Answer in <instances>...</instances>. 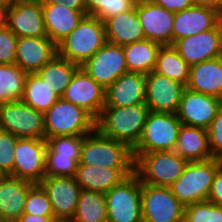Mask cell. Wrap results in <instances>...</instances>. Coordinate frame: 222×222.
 I'll list each match as a JSON object with an SVG mask.
<instances>
[{"instance_id": "cell-1", "label": "cell", "mask_w": 222, "mask_h": 222, "mask_svg": "<svg viewBox=\"0 0 222 222\" xmlns=\"http://www.w3.org/2000/svg\"><path fill=\"white\" fill-rule=\"evenodd\" d=\"M149 112L146 104L104 107L96 120V129L103 136L124 142L133 149L140 141Z\"/></svg>"}, {"instance_id": "cell-2", "label": "cell", "mask_w": 222, "mask_h": 222, "mask_svg": "<svg viewBox=\"0 0 222 222\" xmlns=\"http://www.w3.org/2000/svg\"><path fill=\"white\" fill-rule=\"evenodd\" d=\"M105 24L86 15L58 45V55L81 67L106 43Z\"/></svg>"}, {"instance_id": "cell-3", "label": "cell", "mask_w": 222, "mask_h": 222, "mask_svg": "<svg viewBox=\"0 0 222 222\" xmlns=\"http://www.w3.org/2000/svg\"><path fill=\"white\" fill-rule=\"evenodd\" d=\"M221 167L222 160L214 158L188 162L182 175L169 188L184 207L206 201L214 177Z\"/></svg>"}, {"instance_id": "cell-4", "label": "cell", "mask_w": 222, "mask_h": 222, "mask_svg": "<svg viewBox=\"0 0 222 222\" xmlns=\"http://www.w3.org/2000/svg\"><path fill=\"white\" fill-rule=\"evenodd\" d=\"M132 149L124 142L103 136L97 129L85 135L80 164L110 168H134Z\"/></svg>"}, {"instance_id": "cell-5", "label": "cell", "mask_w": 222, "mask_h": 222, "mask_svg": "<svg viewBox=\"0 0 222 222\" xmlns=\"http://www.w3.org/2000/svg\"><path fill=\"white\" fill-rule=\"evenodd\" d=\"M45 139L56 136L88 135L96 129V120L83 108L60 97L44 113Z\"/></svg>"}, {"instance_id": "cell-6", "label": "cell", "mask_w": 222, "mask_h": 222, "mask_svg": "<svg viewBox=\"0 0 222 222\" xmlns=\"http://www.w3.org/2000/svg\"><path fill=\"white\" fill-rule=\"evenodd\" d=\"M187 163L175 151L143 153L134 162V173L143 184L170 187Z\"/></svg>"}, {"instance_id": "cell-7", "label": "cell", "mask_w": 222, "mask_h": 222, "mask_svg": "<svg viewBox=\"0 0 222 222\" xmlns=\"http://www.w3.org/2000/svg\"><path fill=\"white\" fill-rule=\"evenodd\" d=\"M181 125L176 114L150 111L140 141L132 149L134 161L143 153L174 151Z\"/></svg>"}, {"instance_id": "cell-8", "label": "cell", "mask_w": 222, "mask_h": 222, "mask_svg": "<svg viewBox=\"0 0 222 222\" xmlns=\"http://www.w3.org/2000/svg\"><path fill=\"white\" fill-rule=\"evenodd\" d=\"M107 222H143L141 180L133 173L105 193Z\"/></svg>"}, {"instance_id": "cell-9", "label": "cell", "mask_w": 222, "mask_h": 222, "mask_svg": "<svg viewBox=\"0 0 222 222\" xmlns=\"http://www.w3.org/2000/svg\"><path fill=\"white\" fill-rule=\"evenodd\" d=\"M0 130L18 138L45 139L44 113L22 100L0 104Z\"/></svg>"}, {"instance_id": "cell-10", "label": "cell", "mask_w": 222, "mask_h": 222, "mask_svg": "<svg viewBox=\"0 0 222 222\" xmlns=\"http://www.w3.org/2000/svg\"><path fill=\"white\" fill-rule=\"evenodd\" d=\"M143 222H183L185 207L169 187L141 183Z\"/></svg>"}, {"instance_id": "cell-11", "label": "cell", "mask_w": 222, "mask_h": 222, "mask_svg": "<svg viewBox=\"0 0 222 222\" xmlns=\"http://www.w3.org/2000/svg\"><path fill=\"white\" fill-rule=\"evenodd\" d=\"M46 139L18 138L14 170L10 176L39 184L46 176Z\"/></svg>"}, {"instance_id": "cell-12", "label": "cell", "mask_w": 222, "mask_h": 222, "mask_svg": "<svg viewBox=\"0 0 222 222\" xmlns=\"http://www.w3.org/2000/svg\"><path fill=\"white\" fill-rule=\"evenodd\" d=\"M81 67L105 90L122 74L128 72L123 46L109 42Z\"/></svg>"}, {"instance_id": "cell-13", "label": "cell", "mask_w": 222, "mask_h": 222, "mask_svg": "<svg viewBox=\"0 0 222 222\" xmlns=\"http://www.w3.org/2000/svg\"><path fill=\"white\" fill-rule=\"evenodd\" d=\"M186 86L152 71L145 75V104L151 112L176 114Z\"/></svg>"}, {"instance_id": "cell-14", "label": "cell", "mask_w": 222, "mask_h": 222, "mask_svg": "<svg viewBox=\"0 0 222 222\" xmlns=\"http://www.w3.org/2000/svg\"><path fill=\"white\" fill-rule=\"evenodd\" d=\"M173 47L191 67L222 56V21L211 30L175 41Z\"/></svg>"}, {"instance_id": "cell-15", "label": "cell", "mask_w": 222, "mask_h": 222, "mask_svg": "<svg viewBox=\"0 0 222 222\" xmlns=\"http://www.w3.org/2000/svg\"><path fill=\"white\" fill-rule=\"evenodd\" d=\"M62 98L83 108L97 120L105 105V89L79 67Z\"/></svg>"}, {"instance_id": "cell-16", "label": "cell", "mask_w": 222, "mask_h": 222, "mask_svg": "<svg viewBox=\"0 0 222 222\" xmlns=\"http://www.w3.org/2000/svg\"><path fill=\"white\" fill-rule=\"evenodd\" d=\"M221 106V99L186 87L176 115L183 125L207 129Z\"/></svg>"}, {"instance_id": "cell-17", "label": "cell", "mask_w": 222, "mask_h": 222, "mask_svg": "<svg viewBox=\"0 0 222 222\" xmlns=\"http://www.w3.org/2000/svg\"><path fill=\"white\" fill-rule=\"evenodd\" d=\"M6 26L18 38L47 36L41 0L12 1Z\"/></svg>"}, {"instance_id": "cell-18", "label": "cell", "mask_w": 222, "mask_h": 222, "mask_svg": "<svg viewBox=\"0 0 222 222\" xmlns=\"http://www.w3.org/2000/svg\"><path fill=\"white\" fill-rule=\"evenodd\" d=\"M39 184L48 195L54 218L72 219L82 190L75 177L45 176Z\"/></svg>"}, {"instance_id": "cell-19", "label": "cell", "mask_w": 222, "mask_h": 222, "mask_svg": "<svg viewBox=\"0 0 222 222\" xmlns=\"http://www.w3.org/2000/svg\"><path fill=\"white\" fill-rule=\"evenodd\" d=\"M137 13L145 39L172 45L174 14L149 0H137Z\"/></svg>"}, {"instance_id": "cell-20", "label": "cell", "mask_w": 222, "mask_h": 222, "mask_svg": "<svg viewBox=\"0 0 222 222\" xmlns=\"http://www.w3.org/2000/svg\"><path fill=\"white\" fill-rule=\"evenodd\" d=\"M222 21V14L211 8L194 6L176 12L172 29V44L191 35L214 29Z\"/></svg>"}, {"instance_id": "cell-21", "label": "cell", "mask_w": 222, "mask_h": 222, "mask_svg": "<svg viewBox=\"0 0 222 222\" xmlns=\"http://www.w3.org/2000/svg\"><path fill=\"white\" fill-rule=\"evenodd\" d=\"M57 54V45L47 36L19 37L15 64L26 73H36Z\"/></svg>"}, {"instance_id": "cell-22", "label": "cell", "mask_w": 222, "mask_h": 222, "mask_svg": "<svg viewBox=\"0 0 222 222\" xmlns=\"http://www.w3.org/2000/svg\"><path fill=\"white\" fill-rule=\"evenodd\" d=\"M145 104V74H122L105 90L104 107H128Z\"/></svg>"}, {"instance_id": "cell-23", "label": "cell", "mask_w": 222, "mask_h": 222, "mask_svg": "<svg viewBox=\"0 0 222 222\" xmlns=\"http://www.w3.org/2000/svg\"><path fill=\"white\" fill-rule=\"evenodd\" d=\"M41 4L47 37L56 45L76 29L80 21L87 15V11L70 9L64 4Z\"/></svg>"}, {"instance_id": "cell-24", "label": "cell", "mask_w": 222, "mask_h": 222, "mask_svg": "<svg viewBox=\"0 0 222 222\" xmlns=\"http://www.w3.org/2000/svg\"><path fill=\"white\" fill-rule=\"evenodd\" d=\"M134 173V168H110L78 163L75 180L81 189L106 193Z\"/></svg>"}, {"instance_id": "cell-25", "label": "cell", "mask_w": 222, "mask_h": 222, "mask_svg": "<svg viewBox=\"0 0 222 222\" xmlns=\"http://www.w3.org/2000/svg\"><path fill=\"white\" fill-rule=\"evenodd\" d=\"M33 185L10 175L0 179V219L16 222L24 214L26 198Z\"/></svg>"}, {"instance_id": "cell-26", "label": "cell", "mask_w": 222, "mask_h": 222, "mask_svg": "<svg viewBox=\"0 0 222 222\" xmlns=\"http://www.w3.org/2000/svg\"><path fill=\"white\" fill-rule=\"evenodd\" d=\"M104 24L106 41L109 43L124 46L145 40L138 18L137 1L131 10L108 18Z\"/></svg>"}, {"instance_id": "cell-27", "label": "cell", "mask_w": 222, "mask_h": 222, "mask_svg": "<svg viewBox=\"0 0 222 222\" xmlns=\"http://www.w3.org/2000/svg\"><path fill=\"white\" fill-rule=\"evenodd\" d=\"M186 87L222 100V56L191 66Z\"/></svg>"}, {"instance_id": "cell-28", "label": "cell", "mask_w": 222, "mask_h": 222, "mask_svg": "<svg viewBox=\"0 0 222 222\" xmlns=\"http://www.w3.org/2000/svg\"><path fill=\"white\" fill-rule=\"evenodd\" d=\"M174 151L187 162H201L212 159L207 129L182 124Z\"/></svg>"}, {"instance_id": "cell-29", "label": "cell", "mask_w": 222, "mask_h": 222, "mask_svg": "<svg viewBox=\"0 0 222 222\" xmlns=\"http://www.w3.org/2000/svg\"><path fill=\"white\" fill-rule=\"evenodd\" d=\"M161 44L148 39L123 46L128 72L148 74L154 71Z\"/></svg>"}, {"instance_id": "cell-30", "label": "cell", "mask_w": 222, "mask_h": 222, "mask_svg": "<svg viewBox=\"0 0 222 222\" xmlns=\"http://www.w3.org/2000/svg\"><path fill=\"white\" fill-rule=\"evenodd\" d=\"M79 68L58 54L45 64L36 74L59 96L62 97L70 84L71 78Z\"/></svg>"}, {"instance_id": "cell-31", "label": "cell", "mask_w": 222, "mask_h": 222, "mask_svg": "<svg viewBox=\"0 0 222 222\" xmlns=\"http://www.w3.org/2000/svg\"><path fill=\"white\" fill-rule=\"evenodd\" d=\"M154 72L187 86L190 66L178 54L173 45H161L158 50Z\"/></svg>"}, {"instance_id": "cell-32", "label": "cell", "mask_w": 222, "mask_h": 222, "mask_svg": "<svg viewBox=\"0 0 222 222\" xmlns=\"http://www.w3.org/2000/svg\"><path fill=\"white\" fill-rule=\"evenodd\" d=\"M60 97L36 73H28L23 98L25 104L45 113Z\"/></svg>"}, {"instance_id": "cell-33", "label": "cell", "mask_w": 222, "mask_h": 222, "mask_svg": "<svg viewBox=\"0 0 222 222\" xmlns=\"http://www.w3.org/2000/svg\"><path fill=\"white\" fill-rule=\"evenodd\" d=\"M72 220L74 222H107L105 194L82 189Z\"/></svg>"}, {"instance_id": "cell-34", "label": "cell", "mask_w": 222, "mask_h": 222, "mask_svg": "<svg viewBox=\"0 0 222 222\" xmlns=\"http://www.w3.org/2000/svg\"><path fill=\"white\" fill-rule=\"evenodd\" d=\"M27 75L16 64H0V104L23 98Z\"/></svg>"}, {"instance_id": "cell-35", "label": "cell", "mask_w": 222, "mask_h": 222, "mask_svg": "<svg viewBox=\"0 0 222 222\" xmlns=\"http://www.w3.org/2000/svg\"><path fill=\"white\" fill-rule=\"evenodd\" d=\"M137 0H85L87 15L105 22L108 18L131 10Z\"/></svg>"}, {"instance_id": "cell-36", "label": "cell", "mask_w": 222, "mask_h": 222, "mask_svg": "<svg viewBox=\"0 0 222 222\" xmlns=\"http://www.w3.org/2000/svg\"><path fill=\"white\" fill-rule=\"evenodd\" d=\"M183 222H222V206L201 201L185 207Z\"/></svg>"}, {"instance_id": "cell-37", "label": "cell", "mask_w": 222, "mask_h": 222, "mask_svg": "<svg viewBox=\"0 0 222 222\" xmlns=\"http://www.w3.org/2000/svg\"><path fill=\"white\" fill-rule=\"evenodd\" d=\"M78 163L71 156H59L48 145L46 152V176H75Z\"/></svg>"}, {"instance_id": "cell-38", "label": "cell", "mask_w": 222, "mask_h": 222, "mask_svg": "<svg viewBox=\"0 0 222 222\" xmlns=\"http://www.w3.org/2000/svg\"><path fill=\"white\" fill-rule=\"evenodd\" d=\"M24 214L54 216L51 202L40 184H34L26 198Z\"/></svg>"}, {"instance_id": "cell-39", "label": "cell", "mask_w": 222, "mask_h": 222, "mask_svg": "<svg viewBox=\"0 0 222 222\" xmlns=\"http://www.w3.org/2000/svg\"><path fill=\"white\" fill-rule=\"evenodd\" d=\"M85 135L56 136L47 139V145L59 156H71L77 163L80 161L81 146Z\"/></svg>"}, {"instance_id": "cell-40", "label": "cell", "mask_w": 222, "mask_h": 222, "mask_svg": "<svg viewBox=\"0 0 222 222\" xmlns=\"http://www.w3.org/2000/svg\"><path fill=\"white\" fill-rule=\"evenodd\" d=\"M18 137L0 130V169L5 175H10L14 170V148Z\"/></svg>"}, {"instance_id": "cell-41", "label": "cell", "mask_w": 222, "mask_h": 222, "mask_svg": "<svg viewBox=\"0 0 222 222\" xmlns=\"http://www.w3.org/2000/svg\"><path fill=\"white\" fill-rule=\"evenodd\" d=\"M17 39L7 26L0 28V64H15Z\"/></svg>"}, {"instance_id": "cell-42", "label": "cell", "mask_w": 222, "mask_h": 222, "mask_svg": "<svg viewBox=\"0 0 222 222\" xmlns=\"http://www.w3.org/2000/svg\"><path fill=\"white\" fill-rule=\"evenodd\" d=\"M212 158L222 160V106L207 128Z\"/></svg>"}, {"instance_id": "cell-43", "label": "cell", "mask_w": 222, "mask_h": 222, "mask_svg": "<svg viewBox=\"0 0 222 222\" xmlns=\"http://www.w3.org/2000/svg\"><path fill=\"white\" fill-rule=\"evenodd\" d=\"M207 200L217 206H222V167L214 177Z\"/></svg>"}, {"instance_id": "cell-44", "label": "cell", "mask_w": 222, "mask_h": 222, "mask_svg": "<svg viewBox=\"0 0 222 222\" xmlns=\"http://www.w3.org/2000/svg\"><path fill=\"white\" fill-rule=\"evenodd\" d=\"M150 2L162 6L166 10L176 13L191 7V0H149Z\"/></svg>"}, {"instance_id": "cell-45", "label": "cell", "mask_w": 222, "mask_h": 222, "mask_svg": "<svg viewBox=\"0 0 222 222\" xmlns=\"http://www.w3.org/2000/svg\"><path fill=\"white\" fill-rule=\"evenodd\" d=\"M41 3L64 4L70 9L86 11L85 0H41Z\"/></svg>"}, {"instance_id": "cell-46", "label": "cell", "mask_w": 222, "mask_h": 222, "mask_svg": "<svg viewBox=\"0 0 222 222\" xmlns=\"http://www.w3.org/2000/svg\"><path fill=\"white\" fill-rule=\"evenodd\" d=\"M54 216L23 214L16 222H52Z\"/></svg>"}, {"instance_id": "cell-47", "label": "cell", "mask_w": 222, "mask_h": 222, "mask_svg": "<svg viewBox=\"0 0 222 222\" xmlns=\"http://www.w3.org/2000/svg\"><path fill=\"white\" fill-rule=\"evenodd\" d=\"M194 6L218 10L222 14V5L217 0H191Z\"/></svg>"}, {"instance_id": "cell-48", "label": "cell", "mask_w": 222, "mask_h": 222, "mask_svg": "<svg viewBox=\"0 0 222 222\" xmlns=\"http://www.w3.org/2000/svg\"><path fill=\"white\" fill-rule=\"evenodd\" d=\"M11 3L0 2V28L7 25L8 9Z\"/></svg>"}, {"instance_id": "cell-49", "label": "cell", "mask_w": 222, "mask_h": 222, "mask_svg": "<svg viewBox=\"0 0 222 222\" xmlns=\"http://www.w3.org/2000/svg\"><path fill=\"white\" fill-rule=\"evenodd\" d=\"M52 222H74L72 219L54 218Z\"/></svg>"}, {"instance_id": "cell-50", "label": "cell", "mask_w": 222, "mask_h": 222, "mask_svg": "<svg viewBox=\"0 0 222 222\" xmlns=\"http://www.w3.org/2000/svg\"><path fill=\"white\" fill-rule=\"evenodd\" d=\"M0 2H2V3H11L12 1L11 0H0Z\"/></svg>"}, {"instance_id": "cell-51", "label": "cell", "mask_w": 222, "mask_h": 222, "mask_svg": "<svg viewBox=\"0 0 222 222\" xmlns=\"http://www.w3.org/2000/svg\"><path fill=\"white\" fill-rule=\"evenodd\" d=\"M4 176H5V174L0 169V179L3 178Z\"/></svg>"}]
</instances>
